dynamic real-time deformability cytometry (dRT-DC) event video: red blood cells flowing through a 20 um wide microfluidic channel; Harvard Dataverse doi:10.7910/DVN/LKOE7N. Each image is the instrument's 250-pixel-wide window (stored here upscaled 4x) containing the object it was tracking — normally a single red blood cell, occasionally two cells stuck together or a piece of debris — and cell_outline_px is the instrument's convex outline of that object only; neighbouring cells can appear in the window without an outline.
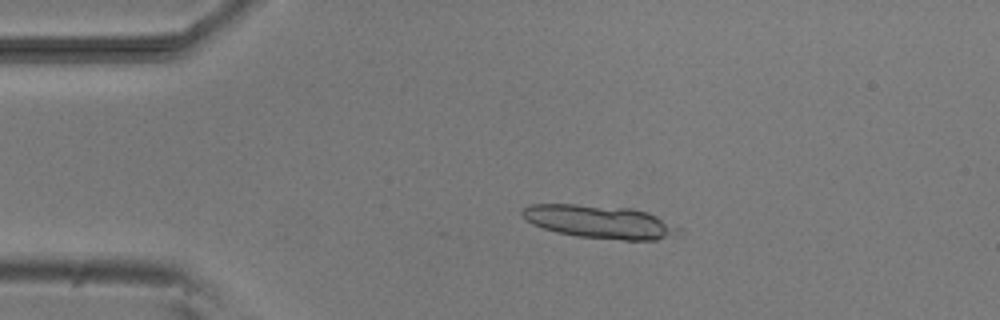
{"species": "common noctule bat (a hibernating species)", "species_latin": "Nyctalus noctula", "temperature_condition": "room temperature", "stored_images_in_passage": 2, "camera_frame_rate_fps": 3000, "um_per_image_px": 0.085, "animal": {"sex": "male", "body_mass_g": 20.5, "forearm_length_mm": 52.5}, "frame": {"image": 1, "passage_image": 1, "time_ms": 0.0, "image_size_px": [1000, 320], "cell_outline_px": [[684, 236], [656, 240], [624, 240], [576, 236], [556, 232], [532, 224], [520, 212], [528, 204], [576, 204], [632, 208], [656, 216], [684, 228]], "centroid_in_image_um": [51.1, 18.87], "position_along_channel_um": 33.9, "area_um2": 30.63}}